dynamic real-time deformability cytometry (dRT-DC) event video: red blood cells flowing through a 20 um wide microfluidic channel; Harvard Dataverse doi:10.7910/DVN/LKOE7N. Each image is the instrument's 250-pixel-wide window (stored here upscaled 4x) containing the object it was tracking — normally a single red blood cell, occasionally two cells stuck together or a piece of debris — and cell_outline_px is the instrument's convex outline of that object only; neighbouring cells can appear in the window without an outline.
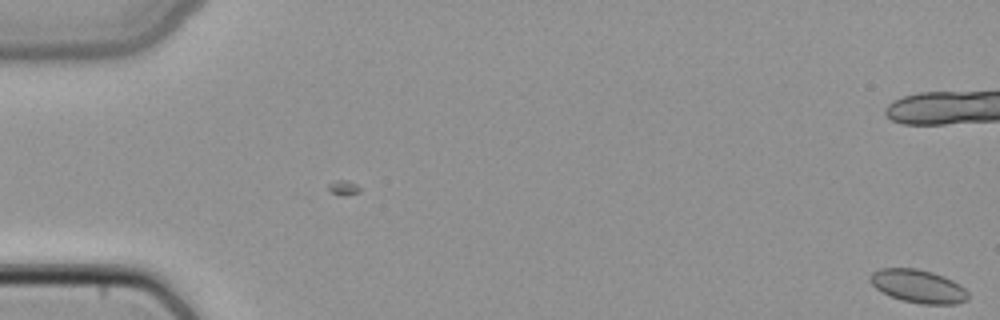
{"species": "common noctule bat (a hibernating species)", "species_latin": "Nyctalus noctula", "temperature_condition": "cold", "stored_images_in_passage": 5, "camera_frame_rate_fps": 3000, "um_per_image_px": 0.085, "animal": {"sex": "female", "body_mass_g": 22.7, "forearm_length_mm": 54.2}, "frame": {"image": 1, "passage_image": 5, "time_ms": 1.333, "image_size_px": [1000, 320], "cell_outline_px": [[968, 300], [956, 304], [920, 304], [900, 300], [876, 288], [868, 280], [868, 276], [872, 272], [880, 268], [916, 268], [932, 272], [944, 276], [960, 284], [968, 292]], "centroid_in_image_um": [78.05, 24.32], "position_along_channel_um": 7.0, "area_um2": 19.07}}